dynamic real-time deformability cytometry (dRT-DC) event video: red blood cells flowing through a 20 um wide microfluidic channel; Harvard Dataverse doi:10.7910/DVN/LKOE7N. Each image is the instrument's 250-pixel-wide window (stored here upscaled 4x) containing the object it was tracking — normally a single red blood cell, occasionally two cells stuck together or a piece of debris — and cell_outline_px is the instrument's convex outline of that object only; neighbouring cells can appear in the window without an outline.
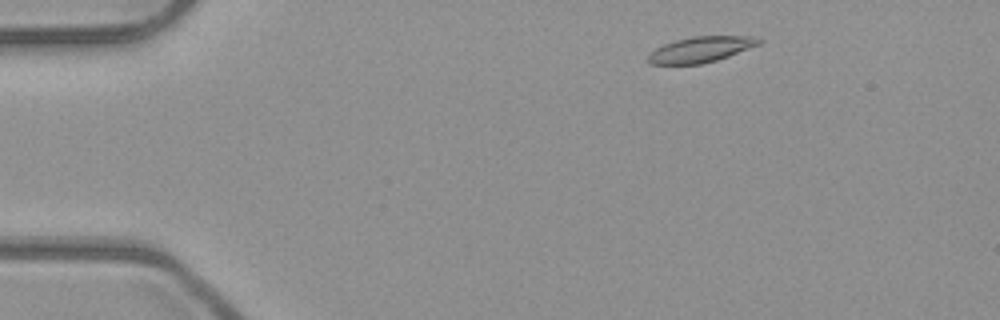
{"species": "common noctule bat (a hibernating species)", "species_latin": "Nyctalus noctula", "temperature_condition": "room temperature", "stored_images_in_passage": 48, "camera_frame_rate_fps": 3000, "um_per_image_px": 0.085, "animal": {"sex": "male", "body_mass_g": 23.1, "forearm_length_mm": 52.7}, "frame": {"image": 1, "passage_image": 4, "time_ms": 1.0, "image_size_px": [1000, 320], "cell_outline_px": [[764, 40], [760, 44], [728, 56], [716, 60], [700, 64], [652, 64], [648, 60], [648, 56], [656, 48], [664, 44], [676, 40], [692, 36], [760, 36]], "centroid_in_image_um": [59.63, 4.18], "position_along_channel_um": 25.4, "area_um2": 16.47}}
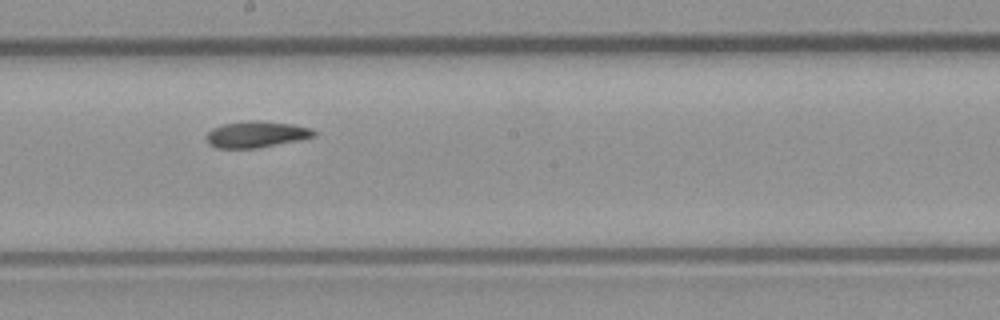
{"frame": {"image": 2, "passage_image": 25, "time_ms": 8.0, "image_size_px": [1000, 320], "cell_outline_px": [[316, 136], [300, 140], [256, 148], [216, 148], [208, 144], [204, 136], [212, 128], [224, 124], [244, 120], [260, 120], [292, 124], [312, 128], [316, 132]], "centroid_in_image_um": [21.77, 11.41], "position_along_channel_um": 226.4, "area_um2": 16.76}}
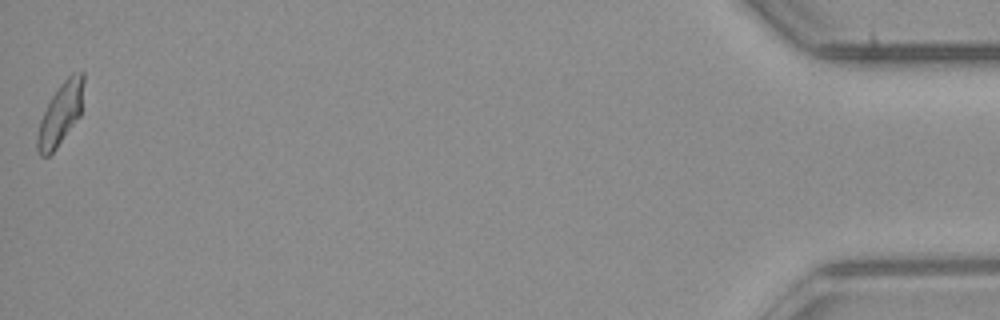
{"frame": {"image": 3, "passage_image": 48, "time_ms": 15.667, "image_size_px": [1000, 320], "cell_outline_px": [[84, 80], [80, 116], [56, 148], [48, 156], [40, 156], [36, 148], [36, 140], [40, 120], [52, 96], [60, 84], [72, 72], [84, 72]], "centroid_in_image_um": [5.14, 9.67], "position_along_channel_um": 430.1, "area_um2": 16.59}, "authors_computed_cell_mechanics": {"area_um2": 16.6464, "velocity_mm_per_s": 3.962, "shape_relaxation_time_tau1_ms": null, "shape_relaxation_time_tau2_ms": 8.003, "deformation_change_tau1": null, "deformation_change_tau2": 0.1077}}